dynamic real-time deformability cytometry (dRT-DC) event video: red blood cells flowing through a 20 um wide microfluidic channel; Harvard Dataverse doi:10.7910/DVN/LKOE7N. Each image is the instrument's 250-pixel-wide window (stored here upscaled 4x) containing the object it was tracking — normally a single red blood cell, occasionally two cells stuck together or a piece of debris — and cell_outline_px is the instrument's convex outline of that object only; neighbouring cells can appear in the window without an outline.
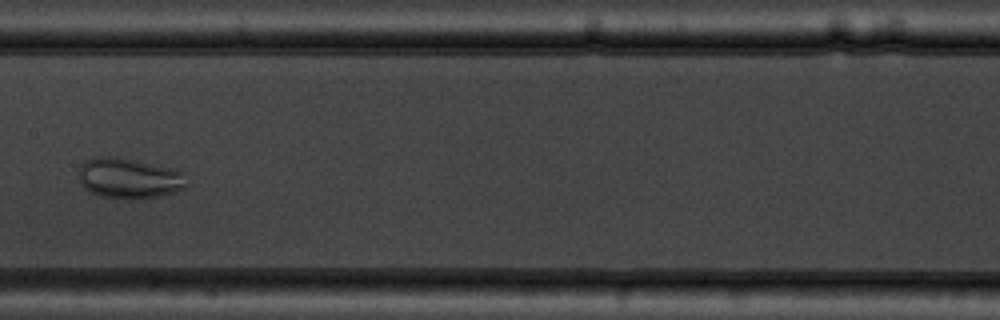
{"species": "common noctule bat (a hibernating species)", "species_latin": "Nyctalus noctula", "temperature_condition": "warm", "stored_images_in_passage": 10, "camera_frame_rate_fps": 3000, "um_per_image_px": 0.085, "animal": {"sex": "male", "body_mass_g": 19.5, "forearm_length_mm": 54.6}, "frame": {"image": 1, "passage_image": 7, "time_ms": 7.0, "image_size_px": [1000, 320], "cell_outline_px": [[184, 188], [160, 196], [140, 200], [124, 200], [100, 196], [84, 188], [80, 184], [80, 168], [88, 160], [96, 156], [116, 156], [136, 160], [184, 172]], "centroid_in_image_um": [10.94, 15.17], "position_along_channel_um": 196.5, "area_um2": 25.37}}
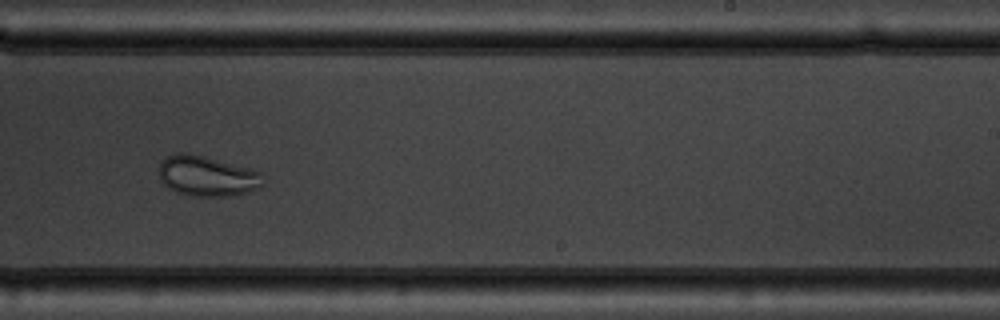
{"frame": {"image": 2, "passage_image": 9, "time_ms": 9.0, "image_size_px": [1000, 320], "cell_outline_px": [[264, 184], [260, 188], [236, 196], [188, 196], [176, 192], [168, 188], [160, 180], [160, 160], [168, 156], [180, 152], [184, 152], [204, 156], [248, 168], [260, 172]], "centroid_in_image_um": [17.59, 14.98], "position_along_channel_um": 271.4, "area_um2": 24.57}}